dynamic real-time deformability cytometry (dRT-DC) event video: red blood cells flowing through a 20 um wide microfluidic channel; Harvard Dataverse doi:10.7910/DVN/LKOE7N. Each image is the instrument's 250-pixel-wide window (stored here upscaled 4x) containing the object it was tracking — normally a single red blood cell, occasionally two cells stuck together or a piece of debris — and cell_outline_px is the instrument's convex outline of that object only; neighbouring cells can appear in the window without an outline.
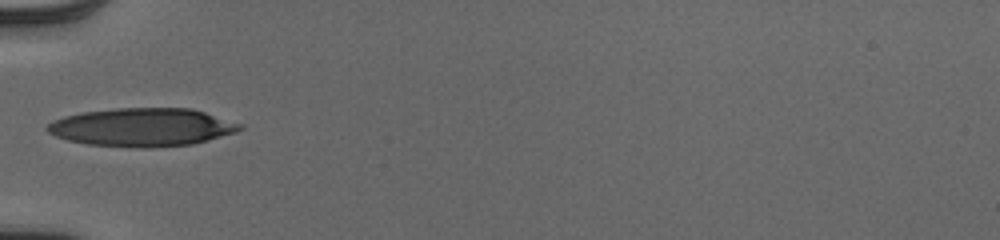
{"species": "human", "species_latin": "Homo sapiens", "temperature_condition": "cold", "stored_images_in_passage": 34, "camera_frame_rate_fps": 3000, "um_per_image_px": 0.085, "donor": {"sex": "male"}, "frame": {"image": 1, "passage_image": 1, "time_ms": 0.0, "image_size_px": [1000, 240], "cell_outline_px": [[244, 128], [236, 132], [208, 140], [192, 144], [144, 148], [88, 144], [68, 140], [56, 136], [48, 132], [44, 128], [52, 120], [64, 116], [84, 112], [116, 108], [192, 108], [244, 124]], "centroid_in_image_um": [12.1, 10.81], "position_along_channel_um": 72.9, "area_um2": 42.95}}
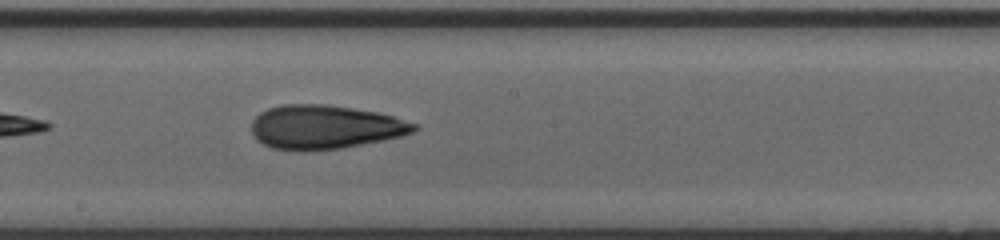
{"frame": {"image": 2, "passage_image": 12, "time_ms": 3.667, "image_size_px": [1000, 240], "cell_outline_px": [[420, 128], [412, 132], [400, 136], [340, 148], [272, 148], [256, 140], [252, 136], [252, 120], [260, 112], [268, 108], [280, 104], [324, 104], [352, 108], [376, 112], [392, 116], [420, 124]], "centroid_in_image_um": [27.62, 10.75], "position_along_channel_um": 220.6, "area_um2": 40.75}}
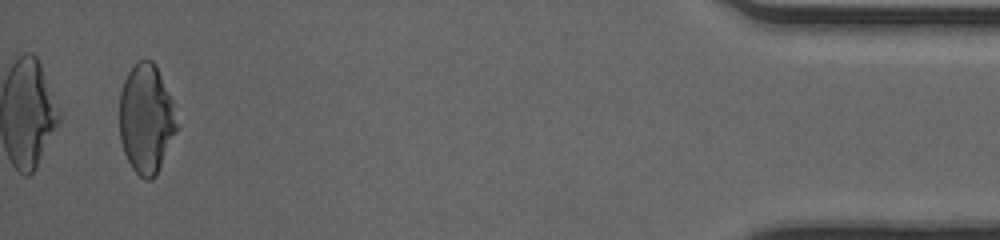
{"frame": {"image": 3, "passage_image": 32, "time_ms": 10.333, "image_size_px": [1000, 240], "cell_outline_px": [[180, 124], [156, 176], [152, 180], [144, 180], [132, 168], [124, 152], [120, 140], [120, 92], [124, 80], [128, 72], [140, 60], [152, 60], [156, 64], [172, 100]], "centroid_in_image_um": [12.45, 10.12], "position_along_channel_um": 422.8, "area_um2": 36.76}, "authors_computed_cell_mechanics": {"area_um2": 39.1017, "velocity_mm_per_s": 4.0589, "shape_relaxation_time_tau1_ms": null, "shape_relaxation_time_tau2_ms": 2.4259, "deformation_change_tau1": null, "deformation_change_tau2": 0.1083}}